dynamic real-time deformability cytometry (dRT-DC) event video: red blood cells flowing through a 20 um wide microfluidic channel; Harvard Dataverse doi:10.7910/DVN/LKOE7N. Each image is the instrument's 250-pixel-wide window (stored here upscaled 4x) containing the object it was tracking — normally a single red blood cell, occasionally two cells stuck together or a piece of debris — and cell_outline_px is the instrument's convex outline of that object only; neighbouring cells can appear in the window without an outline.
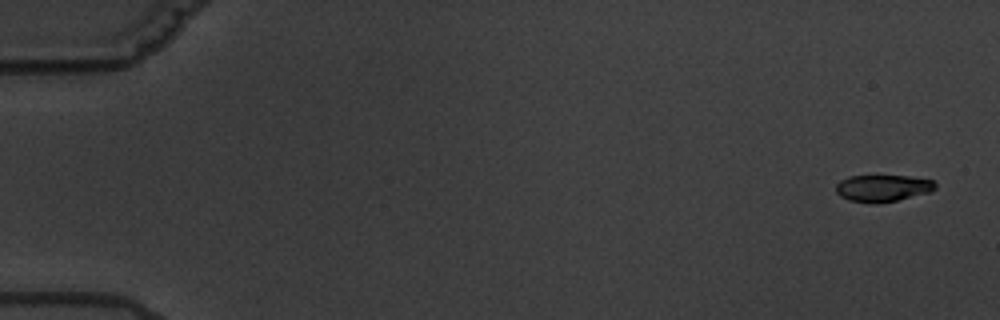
{"species": "common noctule bat (a hibernating species)", "species_latin": "Nyctalus noctula", "temperature_condition": "warm", "stored_images_in_passage": 6, "camera_frame_rate_fps": 3000, "um_per_image_px": 0.085, "animal": {"sex": "male", "body_mass_g": 19.5, "forearm_length_mm": 54.6}, "frame": {"image": 1, "passage_image": 1, "time_ms": 0.0, "image_size_px": [1000, 320], "cell_outline_px": [[936, 188], [932, 192], [896, 200], [876, 204], [872, 204], [848, 200], [840, 196], [836, 192], [836, 184], [840, 180], [848, 176], [908, 176], [932, 180], [936, 184]], "centroid_in_image_um": [75.02, 16.0], "position_along_channel_um": 10.0, "area_um2": 15.66}}
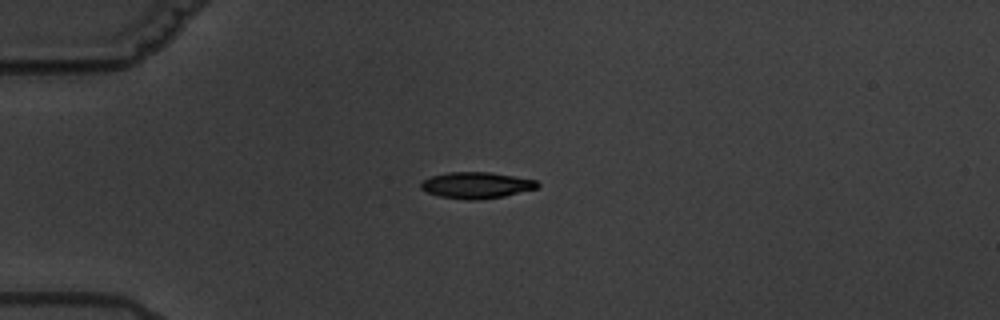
{"frame": {"image": 2, "passage_image": 5, "time_ms": 4.667, "image_size_px": [1000, 320], "cell_outline_px": [[540, 184], [536, 188], [504, 196], [476, 200], [468, 200], [440, 196], [428, 192], [420, 188], [420, 184], [424, 180], [432, 176], [448, 172], [488, 172], [536, 180]], "centroid_in_image_um": [40.48, 15.74], "position_along_channel_um": 44.5, "area_um2": 17.57}}